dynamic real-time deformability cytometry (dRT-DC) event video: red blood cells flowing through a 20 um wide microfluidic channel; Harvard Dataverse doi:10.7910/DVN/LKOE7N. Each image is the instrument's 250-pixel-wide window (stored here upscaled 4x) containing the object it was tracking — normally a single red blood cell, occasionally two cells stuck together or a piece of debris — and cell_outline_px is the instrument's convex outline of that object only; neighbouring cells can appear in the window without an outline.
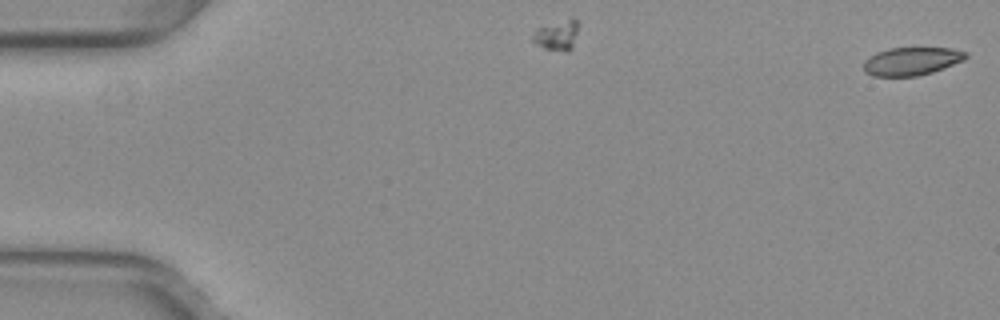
{"species": "common noctule bat (a hibernating species)", "species_latin": "Nyctalus noctula", "temperature_condition": "warm", "stored_images_in_passage": 35, "camera_frame_rate_fps": 3000, "um_per_image_px": 0.085, "animal": {"sex": "female", "body_mass_g": 29.2, "forearm_length_mm": 56.3}, "frame": {"image": 1, "passage_image": 1, "time_ms": 0.0, "image_size_px": [1000, 320], "cell_outline_px": [[968, 56], [964, 60], [944, 68], [932, 72], [916, 76], [872, 76], [864, 72], [864, 60], [876, 52], [888, 48], [952, 48], [968, 52]], "centroid_in_image_um": [77.48, 5.2], "position_along_channel_um": 7.5, "area_um2": 16.82}}